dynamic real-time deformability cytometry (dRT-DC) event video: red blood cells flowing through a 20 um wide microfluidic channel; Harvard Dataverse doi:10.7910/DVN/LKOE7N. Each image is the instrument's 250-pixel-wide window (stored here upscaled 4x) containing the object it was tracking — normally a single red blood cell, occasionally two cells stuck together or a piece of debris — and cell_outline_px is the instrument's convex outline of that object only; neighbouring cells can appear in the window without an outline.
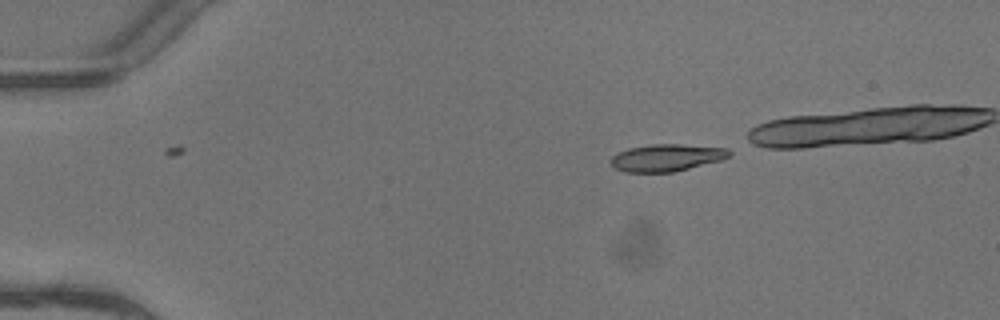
{"species": "common noctule bat (a hibernating species)", "species_latin": "Nyctalus noctula", "temperature_condition": "warm", "stored_images_in_passage": 4, "camera_frame_rate_fps": 3000, "um_per_image_px": 0.085, "animal": {"sex": "female"}, "frame": {"image": 1, "passage_image": 4, "time_ms": 1.0, "image_size_px": [1000, 320], "cell_outline_px": [[732, 152], [728, 156], [720, 160], [672, 172], [624, 172], [616, 168], [612, 164], [612, 156], [628, 148], [652, 144], [680, 144], [728, 148]], "centroid_in_image_um": [56.66, 13.39], "position_along_channel_um": 28.3, "area_um2": 18.44}}